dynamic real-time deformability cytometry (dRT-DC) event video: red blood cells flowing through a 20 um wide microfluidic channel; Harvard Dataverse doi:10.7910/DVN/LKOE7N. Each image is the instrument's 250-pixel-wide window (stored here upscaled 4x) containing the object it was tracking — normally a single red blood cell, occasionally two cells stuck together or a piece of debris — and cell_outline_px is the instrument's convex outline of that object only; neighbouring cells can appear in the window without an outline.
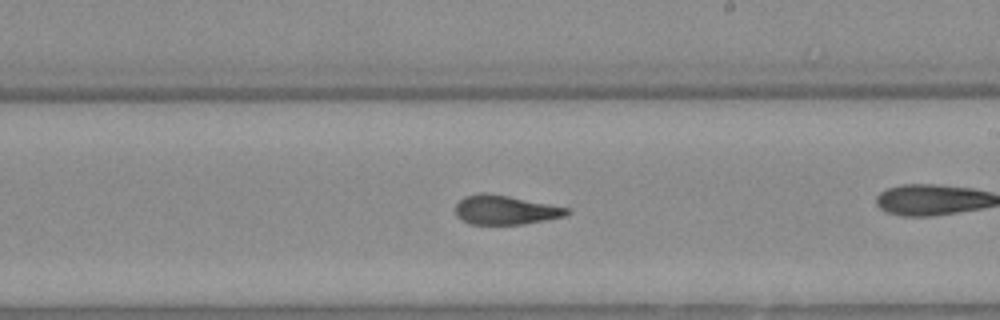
{"species": "Egyptian fruit bat (a non-hibernating species)", "species_latin": "Rousettus aegyptiacus", "temperature_condition": "warm", "stored_images_in_passage": 36, "camera_frame_rate_fps": 3000, "um_per_image_px": 0.085, "animal": {"sex": "female"}, "frame": {"image": 1, "passage_image": 26, "time_ms": 8.333, "image_size_px": [1000, 320], "cell_outline_px": [[572, 212], [564, 216], [524, 224], [468, 224], [456, 216], [456, 204], [464, 196], [480, 192], [488, 192], [568, 208]], "centroid_in_image_um": [42.9, 17.84], "position_along_channel_um": 246.1, "area_um2": 18.9}}